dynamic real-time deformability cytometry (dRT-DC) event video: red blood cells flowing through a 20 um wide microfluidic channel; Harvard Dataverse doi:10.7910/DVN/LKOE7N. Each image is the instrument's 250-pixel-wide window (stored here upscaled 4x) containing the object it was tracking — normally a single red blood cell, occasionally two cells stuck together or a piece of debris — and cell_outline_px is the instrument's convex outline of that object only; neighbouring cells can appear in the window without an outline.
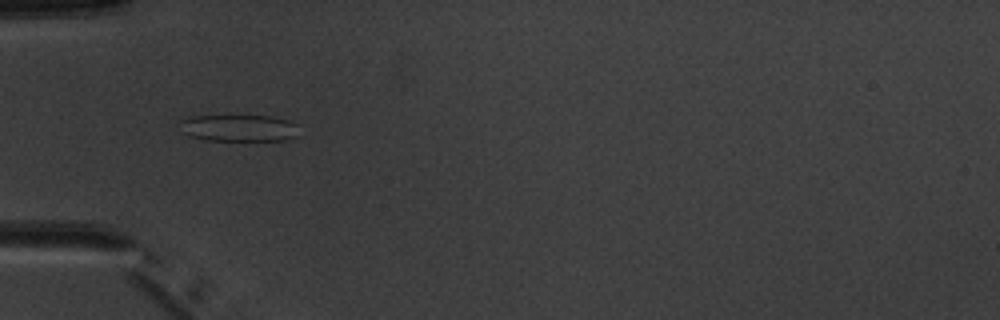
{"species": "common noctule bat (a hibernating species)", "species_latin": "Nyctalus noctula", "temperature_condition": "warm", "stored_images_in_passage": 6, "camera_frame_rate_fps": 3000, "um_per_image_px": 0.085, "animal": {"sex": "male", "body_mass_g": 20.1, "forearm_length_mm": 53.5}, "frame": {"image": 1, "passage_image": 3, "time_ms": 2.333, "image_size_px": [1000, 320], "cell_outline_px": [[296, 136], [284, 140], [204, 140], [188, 136], [180, 132], [176, 124], [180, 120], [192, 116], [272, 116], [288, 120], [296, 124]], "centroid_in_image_um": [20.18, 10.88], "position_along_channel_um": 64.8, "area_um2": 18.79}}
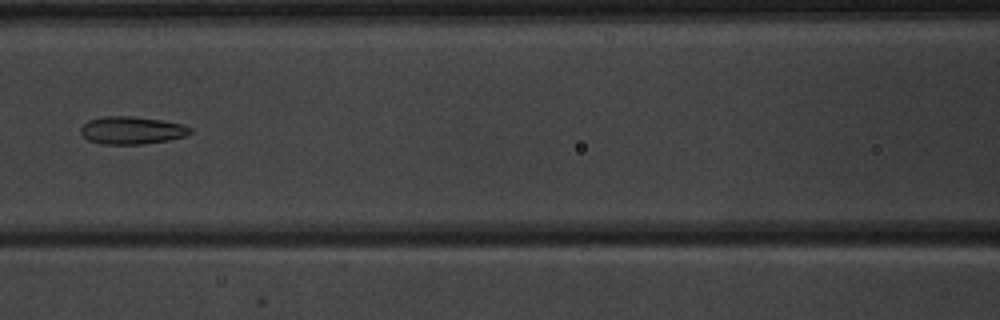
{"frame": {"image": 2, "passage_image": 5, "time_ms": 4.667, "image_size_px": [1000, 320], "cell_outline_px": [[192, 132], [184, 136], [168, 140], [144, 144], [104, 144], [88, 140], [80, 132], [80, 128], [88, 120], [104, 116], [132, 116], [160, 120], [184, 124], [192, 128]], "centroid_in_image_um": [11.21, 11.07], "position_along_channel_um": 155.4, "area_um2": 17.63}}
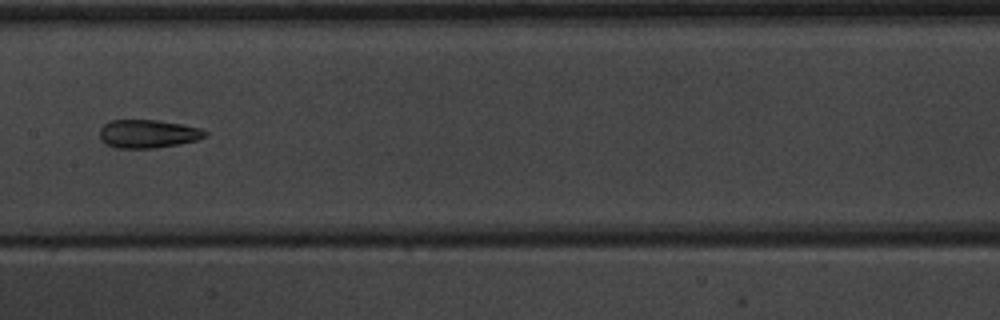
{"frame": {"image": 3, "passage_image": 6, "time_ms": 5.667, "image_size_px": [1000, 320], "cell_outline_px": [[208, 136], [196, 140], [156, 148], [116, 148], [100, 140], [100, 128], [104, 124], [112, 120], [156, 120], [180, 124], [200, 128], [208, 132]], "centroid_in_image_um": [12.57, 11.37], "position_along_channel_um": 194.8, "area_um2": 17.28}}